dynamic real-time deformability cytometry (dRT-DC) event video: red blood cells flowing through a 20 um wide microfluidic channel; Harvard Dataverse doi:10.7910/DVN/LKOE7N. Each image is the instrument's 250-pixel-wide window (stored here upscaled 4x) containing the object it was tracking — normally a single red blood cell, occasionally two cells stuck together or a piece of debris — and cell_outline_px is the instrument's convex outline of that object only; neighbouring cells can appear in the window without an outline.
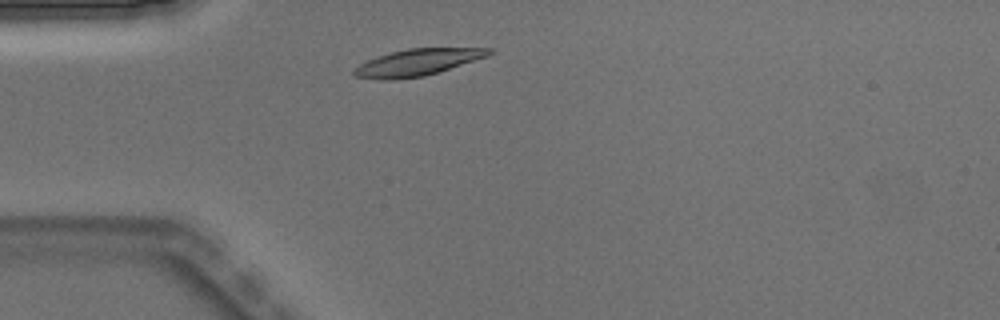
{"species": "Egyptian fruit bat (a non-hibernating species)", "species_latin": "Rousettus aegyptiacus", "temperature_condition": "warm", "stored_images_in_passage": 2, "camera_frame_rate_fps": 3000, "um_per_image_px": 0.085, "animal": {"sex": "male"}, "frame": {"image": 1, "passage_image": 1, "time_ms": 0.0, "image_size_px": [1000, 320], "cell_outline_px": [[492, 52], [488, 56], [424, 76], [392, 80], [380, 80], [352, 76], [352, 72], [360, 64], [376, 56], [408, 48], [492, 48]], "centroid_in_image_um": [35.43, 5.31], "position_along_channel_um": 49.6, "area_um2": 20.81}}